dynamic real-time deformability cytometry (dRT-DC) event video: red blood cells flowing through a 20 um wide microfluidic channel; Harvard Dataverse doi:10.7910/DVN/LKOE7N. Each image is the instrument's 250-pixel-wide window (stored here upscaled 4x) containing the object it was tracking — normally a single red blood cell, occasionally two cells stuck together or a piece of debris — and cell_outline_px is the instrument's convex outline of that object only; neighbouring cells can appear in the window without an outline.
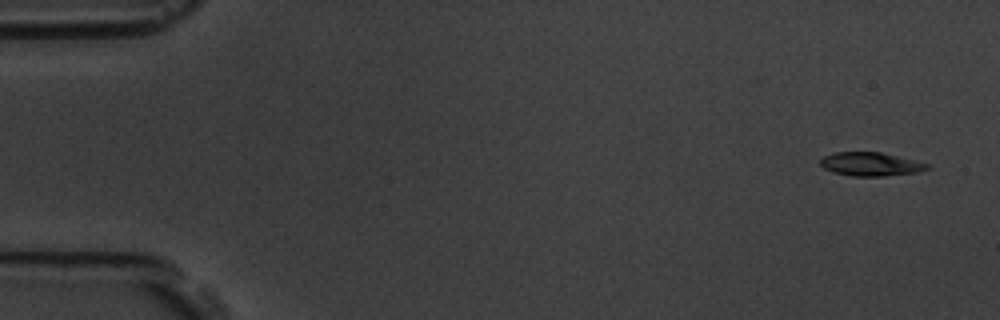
{"species": "common noctule bat (a hibernating species)", "species_latin": "Nyctalus noctula", "temperature_condition": "room temperature", "stored_images_in_passage": 5, "camera_frame_rate_fps": 3000, "um_per_image_px": 0.085, "animal": {"sex": "male", "body_mass_g": 19.5, "forearm_length_mm": 54.6}, "frame": {"image": 1, "passage_image": 1, "time_ms": 0.0, "image_size_px": [1000, 320], "cell_outline_px": [[932, 164], [928, 168], [920, 172], [884, 176], [852, 176], [832, 172], [824, 168], [820, 164], [820, 160], [824, 156], [836, 152], [880, 152]], "centroid_in_image_um": [74.03, 13.96], "position_along_channel_um": 11.0, "area_um2": 14.74}}
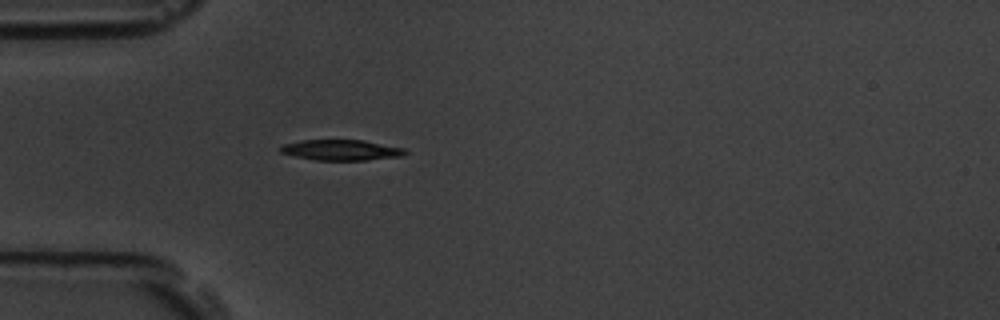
{"frame": {"image": 2, "passage_image": 5, "time_ms": 1.333, "image_size_px": [1000, 320], "cell_outline_px": [[408, 152], [404, 156], [364, 160], [316, 160], [296, 156], [280, 152], [276, 148], [280, 144], [300, 140], [364, 140], [408, 148]], "centroid_in_image_um": [29.02, 12.74], "position_along_channel_um": 56.0, "area_um2": 15.32}}